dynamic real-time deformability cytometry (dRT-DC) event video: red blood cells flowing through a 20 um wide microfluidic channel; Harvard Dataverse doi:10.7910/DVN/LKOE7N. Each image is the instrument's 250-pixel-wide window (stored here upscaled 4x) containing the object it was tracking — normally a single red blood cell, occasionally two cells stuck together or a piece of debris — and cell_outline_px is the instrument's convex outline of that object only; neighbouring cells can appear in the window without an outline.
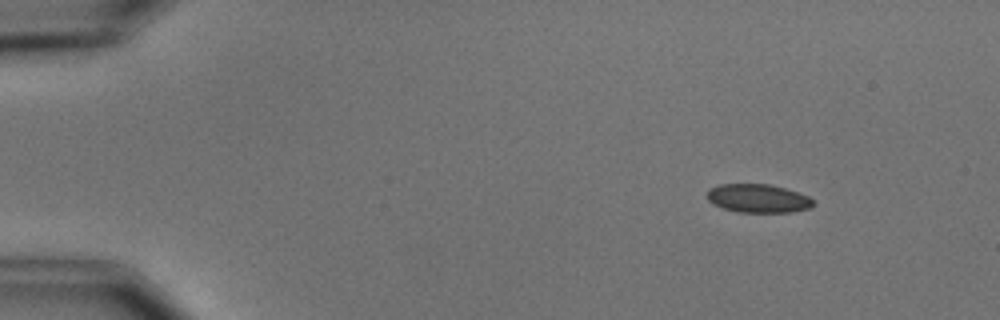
{"species": "common noctule bat (a hibernating species)", "species_latin": "Nyctalus noctula", "temperature_condition": "cold", "stored_images_in_passage": 3, "camera_frame_rate_fps": 3000, "um_per_image_px": 0.085, "animal": {"sex": "male", "body_mass_g": 15.6}, "frame": {"image": 1, "passage_image": 1, "time_ms": 0.0, "image_size_px": [1000, 320], "cell_outline_px": [[812, 208], [792, 212], [736, 212], [712, 204], [708, 200], [708, 188], [720, 184], [768, 184], [784, 188], [808, 196], [812, 200]], "centroid_in_image_um": [64.41, 16.87], "position_along_channel_um": 20.6, "area_um2": 17.57}}
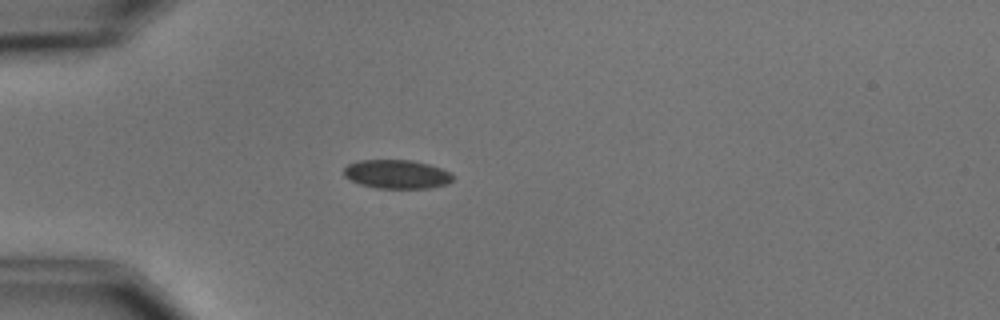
{"frame": {"image": 2, "passage_image": 3, "time_ms": 3.0, "image_size_px": [1000, 320], "cell_outline_px": [[452, 180], [448, 184], [432, 188], [376, 188], [360, 184], [344, 176], [344, 168], [348, 164], [356, 160], [412, 160], [428, 164], [452, 172]], "centroid_in_image_um": [33.74, 14.8], "position_along_channel_um": 51.3, "area_um2": 18.38}}